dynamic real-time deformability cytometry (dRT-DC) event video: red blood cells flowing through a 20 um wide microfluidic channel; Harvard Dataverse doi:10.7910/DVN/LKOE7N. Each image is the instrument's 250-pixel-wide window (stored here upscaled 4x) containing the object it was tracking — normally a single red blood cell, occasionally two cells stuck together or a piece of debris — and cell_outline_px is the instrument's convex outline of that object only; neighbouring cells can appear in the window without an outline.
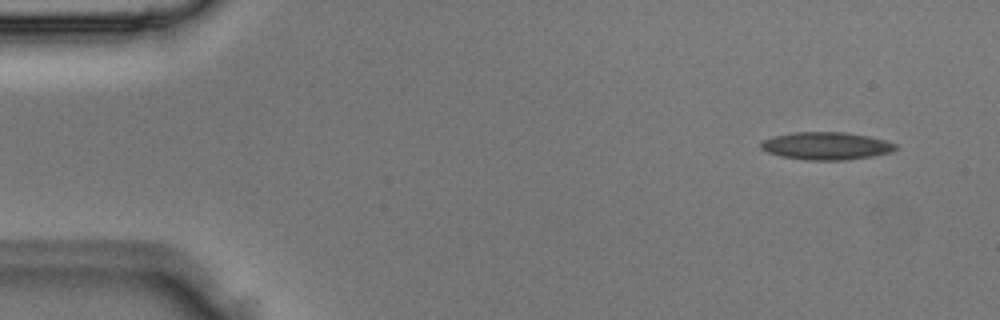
{"species": "Egyptian fruit bat (a non-hibernating species)", "species_latin": "Rousettus aegyptiacus", "temperature_condition": "room temperature", "stored_images_in_passage": 3, "camera_frame_rate_fps": 3000, "um_per_image_px": 0.085, "animal": {"sex": "male"}, "frame": {"image": 1, "passage_image": 1, "time_ms": 0.0, "image_size_px": [1000, 320], "cell_outline_px": [[900, 148], [892, 152], [872, 156], [844, 160], [804, 160], [780, 156], [768, 152], [760, 148], [760, 144], [764, 140], [772, 136], [792, 132], [844, 132], [868, 136], [884, 140], [896, 144]], "centroid_in_image_um": [70.23, 12.4], "position_along_channel_um": 14.8, "area_um2": 21.79}}
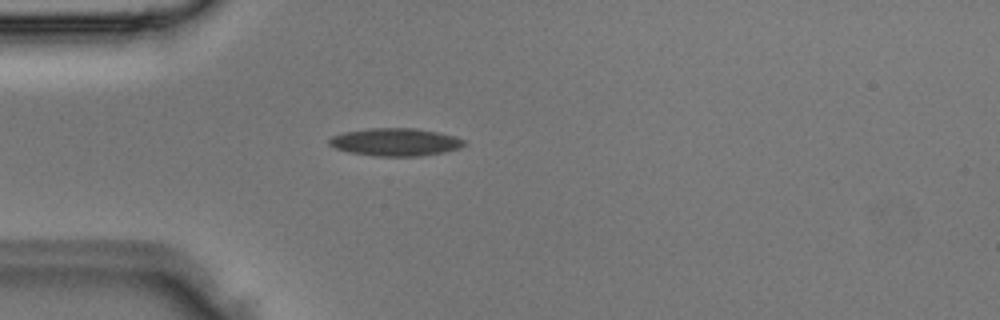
{"frame": {"image": 2, "passage_image": 3, "time_ms": 0.667, "image_size_px": [1000, 320], "cell_outline_px": [[468, 144], [460, 148], [444, 152], [420, 156], [372, 156], [348, 152], [336, 148], [328, 144], [328, 140], [332, 136], [344, 132], [368, 128], [416, 128], [440, 132], [456, 136], [464, 140]], "centroid_in_image_um": [33.64, 12.07], "position_along_channel_um": 51.4, "area_um2": 22.08}}